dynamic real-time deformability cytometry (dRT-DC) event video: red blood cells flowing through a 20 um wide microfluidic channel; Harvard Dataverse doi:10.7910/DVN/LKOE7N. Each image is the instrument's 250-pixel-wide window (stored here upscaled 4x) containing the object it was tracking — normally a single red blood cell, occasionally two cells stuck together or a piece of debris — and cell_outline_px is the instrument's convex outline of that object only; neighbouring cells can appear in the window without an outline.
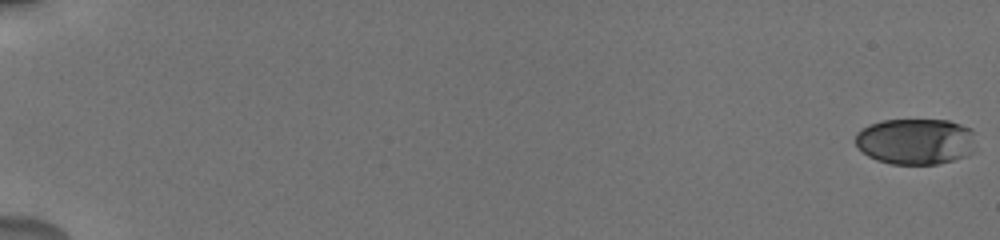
{"species": "human", "species_latin": "Homo sapiens", "temperature_condition": "cold", "stored_images_in_passage": 42, "camera_frame_rate_fps": 3000, "um_per_image_px": 0.085, "donor": {"sex": "male"}, "frame": {"image": 1, "passage_image": 1, "time_ms": 0.0, "image_size_px": [1000, 240], "cell_outline_px": [[972, 152], [964, 156], [952, 160], [936, 164], [892, 164], [876, 160], [868, 156], [856, 144], [856, 132], [872, 124], [884, 120], [948, 120], [972, 128]], "centroid_in_image_um": [77.81, 12.02], "position_along_channel_um": 7.2, "area_um2": 31.96}}
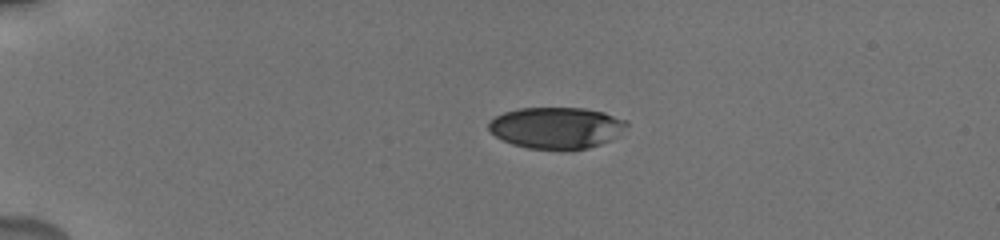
{"frame": {"image": 2, "passage_image": 29, "time_ms": 4.667, "image_size_px": [1000, 240], "cell_outline_px": [[628, 124], [620, 136], [600, 144], [588, 148], [568, 152], [528, 148], [512, 144], [496, 136], [488, 128], [488, 120], [504, 112], [520, 108], [584, 108], [604, 112], [628, 120]], "centroid_in_image_um": [47.34, 10.89], "position_along_channel_um": 37.7, "area_um2": 34.04}}